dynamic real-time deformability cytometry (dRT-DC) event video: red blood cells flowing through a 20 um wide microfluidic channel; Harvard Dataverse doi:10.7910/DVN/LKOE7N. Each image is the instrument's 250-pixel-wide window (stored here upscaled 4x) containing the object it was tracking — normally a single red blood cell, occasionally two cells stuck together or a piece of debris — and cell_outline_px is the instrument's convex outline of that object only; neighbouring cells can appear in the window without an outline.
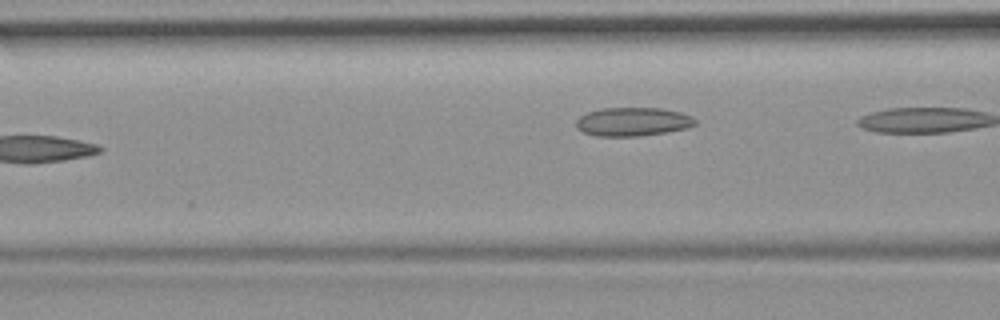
{"species": "common noctule bat (a hibernating species)", "species_latin": "Nyctalus noctula", "temperature_condition": "room temperature", "stored_images_in_passage": 6, "camera_frame_rate_fps": 3000, "um_per_image_px": 0.085, "animal": {"sex": "female", "body_mass_g": 19.9}, "frame": {"image": 1, "passage_image": 5, "time_ms": 1.333, "image_size_px": [1000, 320], "cell_outline_px": [[696, 124], [688, 128], [668, 132], [640, 136], [596, 136], [584, 132], [576, 128], [576, 120], [580, 116], [588, 112], [600, 108], [660, 108], [680, 112], [692, 116], [696, 120]], "centroid_in_image_um": [53.79, 10.35], "position_along_channel_um": 112.8, "area_um2": 20.0}}